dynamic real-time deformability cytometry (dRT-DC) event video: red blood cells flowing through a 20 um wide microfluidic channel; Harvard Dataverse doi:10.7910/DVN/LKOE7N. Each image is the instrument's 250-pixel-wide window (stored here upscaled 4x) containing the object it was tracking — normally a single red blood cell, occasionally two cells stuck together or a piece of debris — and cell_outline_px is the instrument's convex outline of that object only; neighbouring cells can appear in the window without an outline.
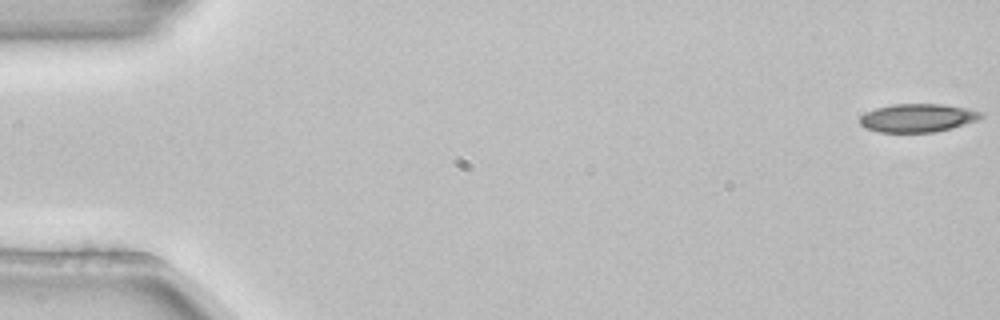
{"species": "common noctule bat (a hibernating species)", "species_latin": "Nyctalus noctula", "temperature_condition": "room temperature", "stored_images_in_passage": 5, "camera_frame_rate_fps": 3000, "um_per_image_px": 0.085, "animal": {"sex": "female", "body_mass_g": 22.7, "forearm_length_mm": 54.2}, "frame": {"image": 1, "passage_image": 1, "time_ms": 0.0, "image_size_px": [1000, 320], "cell_outline_px": [[984, 116], [980, 120], [952, 128], [932, 132], [880, 132], [864, 128], [860, 124], [860, 116], [876, 108], [892, 104], [944, 104], [968, 108], [984, 112]], "centroid_in_image_um": [78.06, 10.02], "position_along_channel_um": 6.9, "area_um2": 20.17}}